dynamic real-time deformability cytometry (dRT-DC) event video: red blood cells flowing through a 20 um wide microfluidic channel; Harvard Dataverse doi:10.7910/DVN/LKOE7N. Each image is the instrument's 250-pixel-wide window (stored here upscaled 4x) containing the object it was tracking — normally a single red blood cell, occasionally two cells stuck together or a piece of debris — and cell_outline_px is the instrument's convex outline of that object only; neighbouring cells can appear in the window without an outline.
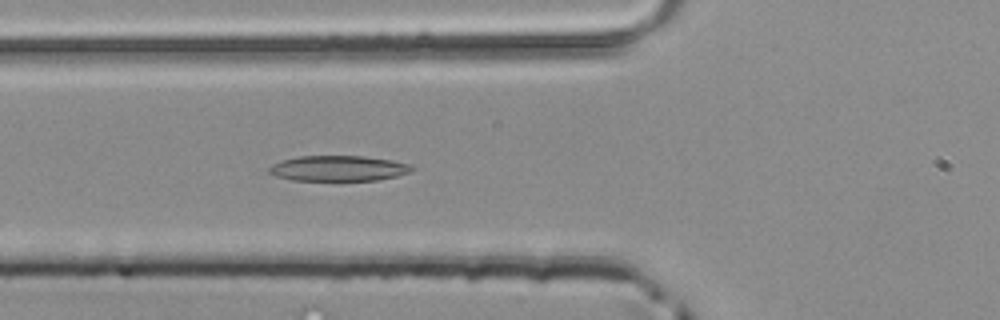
{"species": "common noctule bat (a hibernating species)", "species_latin": "Nyctalus noctula", "temperature_condition": "room temperature", "stored_images_in_passage": 37, "camera_frame_rate_fps": 3000, "um_per_image_px": 0.085, "animal": {"sex": "male", "body_mass_g": 20.4}, "frame": {"image": 1, "passage_image": 6, "time_ms": 1.667, "image_size_px": [1000, 320], "cell_outline_px": [[416, 168], [412, 172], [396, 176], [376, 180], [292, 180], [276, 176], [268, 172], [268, 168], [272, 164], [296, 156], [360, 156], [392, 160], [412, 164]], "centroid_in_image_um": [28.8, 14.31], "position_along_channel_um": 97.0, "area_um2": 21.21}}
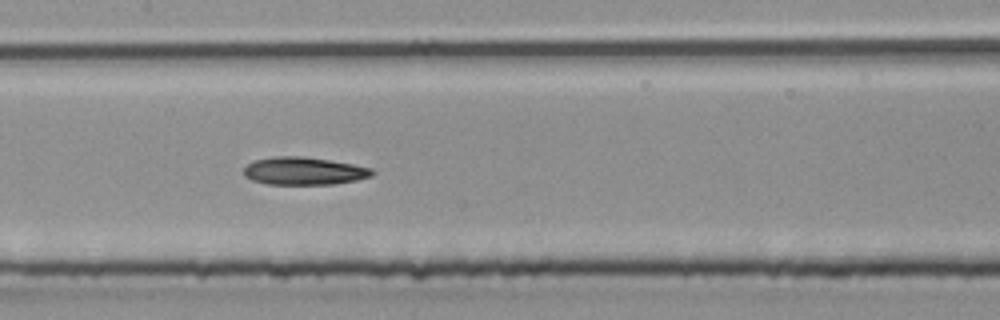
{"frame": {"image": 2, "passage_image": 12, "time_ms": 3.667, "image_size_px": [1000, 320], "cell_outline_px": [[376, 172], [372, 176], [356, 180], [336, 184], [268, 184], [252, 180], [244, 176], [244, 168], [252, 160], [272, 156], [304, 156], [332, 160], [372, 168]], "centroid_in_image_um": [25.84, 14.52], "position_along_channel_um": 181.6, "area_um2": 20.98}}
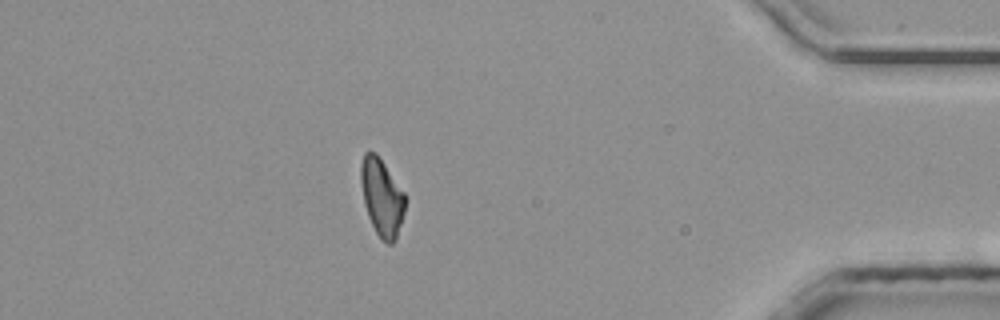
{"frame": {"image": 3, "passage_image": 31, "time_ms": 10.0, "image_size_px": [1000, 320], "cell_outline_px": [[408, 200], [396, 240], [392, 244], [388, 244], [380, 240], [368, 216], [364, 204], [360, 180], [360, 164], [364, 152], [376, 152], [404, 192]], "centroid_in_image_um": [32.47, 16.78], "position_along_channel_um": 402.7, "area_um2": 20.29}}